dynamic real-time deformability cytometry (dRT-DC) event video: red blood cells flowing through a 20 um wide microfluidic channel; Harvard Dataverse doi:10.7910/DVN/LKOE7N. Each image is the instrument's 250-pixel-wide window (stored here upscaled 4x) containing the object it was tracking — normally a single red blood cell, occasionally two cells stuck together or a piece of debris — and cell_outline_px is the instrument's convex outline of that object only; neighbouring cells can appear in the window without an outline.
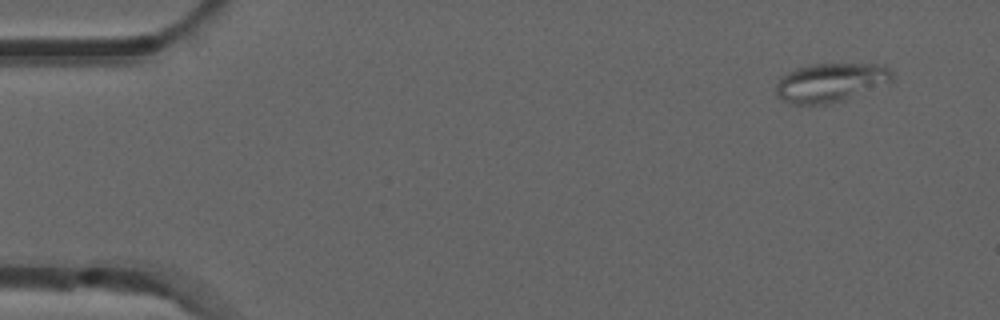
{"species": "common noctule bat (a hibernating species)", "species_latin": "Nyctalus noctula", "temperature_condition": "room temperature", "stored_images_in_passage": 2, "camera_frame_rate_fps": 3000, "um_per_image_px": 0.085, "animal": {"sex": "male", "forearm_length_mm": 52.5}, "frame": {"image": 1, "passage_image": 2, "time_ms": 0.333, "image_size_px": [1000, 320], "cell_outline_px": [[892, 80], [844, 100], [828, 104], [792, 104], [780, 100], [776, 96], [776, 84], [780, 76], [796, 68], [808, 64], [884, 64], [892, 72]], "centroid_in_image_um": [70.53, 7.01], "position_along_channel_um": 14.5, "area_um2": 26.3}}